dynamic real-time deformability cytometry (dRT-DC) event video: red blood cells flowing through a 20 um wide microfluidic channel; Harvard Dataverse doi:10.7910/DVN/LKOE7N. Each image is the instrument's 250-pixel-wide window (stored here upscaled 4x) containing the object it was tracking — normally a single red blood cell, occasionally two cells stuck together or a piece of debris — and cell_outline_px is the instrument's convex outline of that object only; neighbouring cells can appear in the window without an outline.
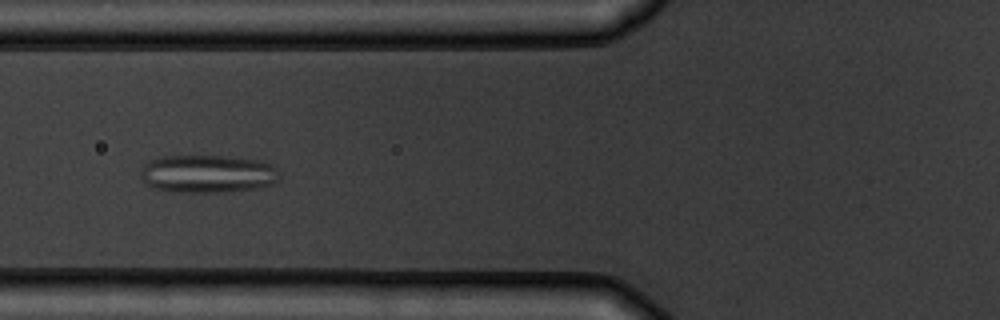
{"species": "common noctule bat (a hibernating species)", "species_latin": "Nyctalus noctula", "temperature_condition": "warm", "stored_images_in_passage": 5, "camera_frame_rate_fps": 3000, "um_per_image_px": 0.085, "animal": {"sex": "male", "body_mass_g": 19.5, "forearm_length_mm": 54.6}, "frame": {"image": 1, "passage_image": 4, "time_ms": 3.667, "image_size_px": [1000, 320], "cell_outline_px": [[280, 172], [276, 184], [260, 188], [228, 192], [180, 192], [156, 188], [148, 184], [140, 176], [140, 168], [148, 160], [164, 156], [224, 156], [260, 160], [272, 164]], "centroid_in_image_um": [17.7, 14.77], "position_along_channel_um": 108.1, "area_um2": 31.04}}